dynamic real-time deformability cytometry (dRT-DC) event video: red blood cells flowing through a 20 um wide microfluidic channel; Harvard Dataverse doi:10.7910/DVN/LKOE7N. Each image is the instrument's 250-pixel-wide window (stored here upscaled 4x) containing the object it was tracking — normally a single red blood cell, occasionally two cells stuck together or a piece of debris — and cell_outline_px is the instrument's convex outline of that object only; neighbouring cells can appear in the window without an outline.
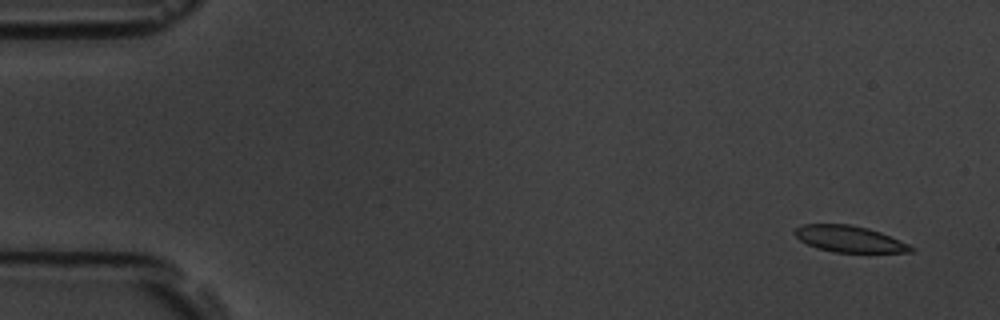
{"species": "common noctule bat (a hibernating species)", "species_latin": "Nyctalus noctula", "temperature_condition": "room temperature", "stored_images_in_passage": 4, "camera_frame_rate_fps": 3000, "um_per_image_px": 0.085, "animal": {"sex": "male", "body_mass_g": 19.5, "forearm_length_mm": 54.6}, "frame": {"image": 1, "passage_image": 1, "time_ms": 0.0, "image_size_px": [1000, 320], "cell_outline_px": [[916, 248], [912, 252], [832, 252], [816, 248], [800, 240], [792, 232], [796, 228], [804, 224], [848, 224], [868, 228], [880, 232], [908, 244]], "centroid_in_image_um": [72.17, 20.31], "position_along_channel_um": 12.8, "area_um2": 17.74}}
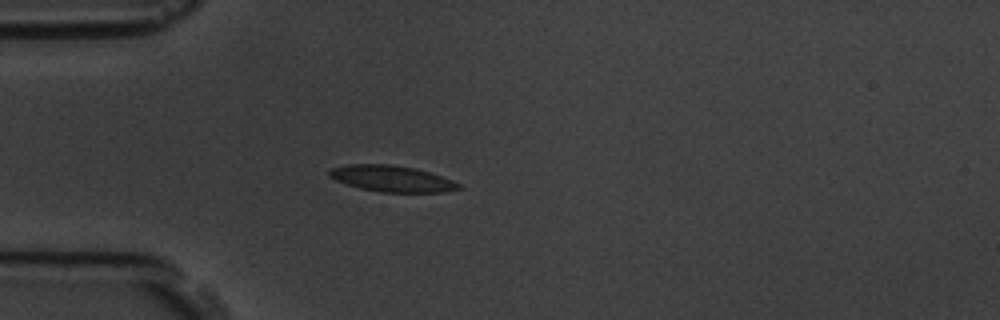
{"frame": {"image": 2, "passage_image": 4, "time_ms": 4.333, "image_size_px": [1000, 320], "cell_outline_px": [[460, 188], [444, 192], [380, 192], [360, 188], [336, 180], [328, 176], [328, 172], [332, 168], [348, 164], [392, 164], [416, 168], [452, 180], [460, 184]], "centroid_in_image_um": [33.28, 15.18], "position_along_channel_um": 51.7, "area_um2": 19.59}}